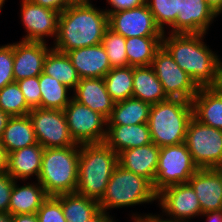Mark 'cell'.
Returning <instances> with one entry per match:
<instances>
[{"label":"cell","instance_id":"cell-23","mask_svg":"<svg viewBox=\"0 0 222 222\" xmlns=\"http://www.w3.org/2000/svg\"><path fill=\"white\" fill-rule=\"evenodd\" d=\"M44 148L39 144L18 149L7 155L6 172L15 180L25 181L36 176L39 178Z\"/></svg>","mask_w":222,"mask_h":222},{"label":"cell","instance_id":"cell-38","mask_svg":"<svg viewBox=\"0 0 222 222\" xmlns=\"http://www.w3.org/2000/svg\"><path fill=\"white\" fill-rule=\"evenodd\" d=\"M16 82L24 95L27 105L31 109L40 108L41 92L39 76L22 79Z\"/></svg>","mask_w":222,"mask_h":222},{"label":"cell","instance_id":"cell-49","mask_svg":"<svg viewBox=\"0 0 222 222\" xmlns=\"http://www.w3.org/2000/svg\"><path fill=\"white\" fill-rule=\"evenodd\" d=\"M69 5H91V0H67Z\"/></svg>","mask_w":222,"mask_h":222},{"label":"cell","instance_id":"cell-48","mask_svg":"<svg viewBox=\"0 0 222 222\" xmlns=\"http://www.w3.org/2000/svg\"><path fill=\"white\" fill-rule=\"evenodd\" d=\"M10 116L6 113H4L1 109H0V139L2 137L3 131L6 127V124L9 120Z\"/></svg>","mask_w":222,"mask_h":222},{"label":"cell","instance_id":"cell-40","mask_svg":"<svg viewBox=\"0 0 222 222\" xmlns=\"http://www.w3.org/2000/svg\"><path fill=\"white\" fill-rule=\"evenodd\" d=\"M109 5H111V9H104L108 15L111 12H116L119 10L131 9L142 6L146 3V0H106Z\"/></svg>","mask_w":222,"mask_h":222},{"label":"cell","instance_id":"cell-21","mask_svg":"<svg viewBox=\"0 0 222 222\" xmlns=\"http://www.w3.org/2000/svg\"><path fill=\"white\" fill-rule=\"evenodd\" d=\"M192 107L196 120L222 130V87H199Z\"/></svg>","mask_w":222,"mask_h":222},{"label":"cell","instance_id":"cell-39","mask_svg":"<svg viewBox=\"0 0 222 222\" xmlns=\"http://www.w3.org/2000/svg\"><path fill=\"white\" fill-rule=\"evenodd\" d=\"M15 183L6 171L0 173V213L8 212L10 195Z\"/></svg>","mask_w":222,"mask_h":222},{"label":"cell","instance_id":"cell-37","mask_svg":"<svg viewBox=\"0 0 222 222\" xmlns=\"http://www.w3.org/2000/svg\"><path fill=\"white\" fill-rule=\"evenodd\" d=\"M13 63V43L0 46V90L14 82Z\"/></svg>","mask_w":222,"mask_h":222},{"label":"cell","instance_id":"cell-13","mask_svg":"<svg viewBox=\"0 0 222 222\" xmlns=\"http://www.w3.org/2000/svg\"><path fill=\"white\" fill-rule=\"evenodd\" d=\"M108 17L109 28L125 38L163 36L146 3L136 8L111 12Z\"/></svg>","mask_w":222,"mask_h":222},{"label":"cell","instance_id":"cell-17","mask_svg":"<svg viewBox=\"0 0 222 222\" xmlns=\"http://www.w3.org/2000/svg\"><path fill=\"white\" fill-rule=\"evenodd\" d=\"M188 183L194 189L202 213L222 210V170L199 168Z\"/></svg>","mask_w":222,"mask_h":222},{"label":"cell","instance_id":"cell-47","mask_svg":"<svg viewBox=\"0 0 222 222\" xmlns=\"http://www.w3.org/2000/svg\"><path fill=\"white\" fill-rule=\"evenodd\" d=\"M212 10L220 15L222 13V0H205Z\"/></svg>","mask_w":222,"mask_h":222},{"label":"cell","instance_id":"cell-29","mask_svg":"<svg viewBox=\"0 0 222 222\" xmlns=\"http://www.w3.org/2000/svg\"><path fill=\"white\" fill-rule=\"evenodd\" d=\"M125 45L128 66H149L155 53L162 47V36L129 37Z\"/></svg>","mask_w":222,"mask_h":222},{"label":"cell","instance_id":"cell-27","mask_svg":"<svg viewBox=\"0 0 222 222\" xmlns=\"http://www.w3.org/2000/svg\"><path fill=\"white\" fill-rule=\"evenodd\" d=\"M151 104L131 97L114 105L107 125H137L148 123Z\"/></svg>","mask_w":222,"mask_h":222},{"label":"cell","instance_id":"cell-44","mask_svg":"<svg viewBox=\"0 0 222 222\" xmlns=\"http://www.w3.org/2000/svg\"><path fill=\"white\" fill-rule=\"evenodd\" d=\"M12 222H39L37 214L12 215Z\"/></svg>","mask_w":222,"mask_h":222},{"label":"cell","instance_id":"cell-12","mask_svg":"<svg viewBox=\"0 0 222 222\" xmlns=\"http://www.w3.org/2000/svg\"><path fill=\"white\" fill-rule=\"evenodd\" d=\"M157 201L163 209L161 214L180 222H190L191 218L202 214L197 195L189 183L164 188L157 193Z\"/></svg>","mask_w":222,"mask_h":222},{"label":"cell","instance_id":"cell-3","mask_svg":"<svg viewBox=\"0 0 222 222\" xmlns=\"http://www.w3.org/2000/svg\"><path fill=\"white\" fill-rule=\"evenodd\" d=\"M118 165V154L105 143L80 145L76 193L99 201Z\"/></svg>","mask_w":222,"mask_h":222},{"label":"cell","instance_id":"cell-51","mask_svg":"<svg viewBox=\"0 0 222 222\" xmlns=\"http://www.w3.org/2000/svg\"><path fill=\"white\" fill-rule=\"evenodd\" d=\"M219 87H222V61L219 59Z\"/></svg>","mask_w":222,"mask_h":222},{"label":"cell","instance_id":"cell-26","mask_svg":"<svg viewBox=\"0 0 222 222\" xmlns=\"http://www.w3.org/2000/svg\"><path fill=\"white\" fill-rule=\"evenodd\" d=\"M132 97L151 105L169 99L151 65L133 67Z\"/></svg>","mask_w":222,"mask_h":222},{"label":"cell","instance_id":"cell-33","mask_svg":"<svg viewBox=\"0 0 222 222\" xmlns=\"http://www.w3.org/2000/svg\"><path fill=\"white\" fill-rule=\"evenodd\" d=\"M0 109L10 117L25 116L32 110L15 81L0 90Z\"/></svg>","mask_w":222,"mask_h":222},{"label":"cell","instance_id":"cell-31","mask_svg":"<svg viewBox=\"0 0 222 222\" xmlns=\"http://www.w3.org/2000/svg\"><path fill=\"white\" fill-rule=\"evenodd\" d=\"M40 108L64 110L73 97L68 96L69 89L57 79L42 72L39 75Z\"/></svg>","mask_w":222,"mask_h":222},{"label":"cell","instance_id":"cell-28","mask_svg":"<svg viewBox=\"0 0 222 222\" xmlns=\"http://www.w3.org/2000/svg\"><path fill=\"white\" fill-rule=\"evenodd\" d=\"M55 197L61 202L67 222H85L100 210L99 202L96 199L76 192L60 194Z\"/></svg>","mask_w":222,"mask_h":222},{"label":"cell","instance_id":"cell-1","mask_svg":"<svg viewBox=\"0 0 222 222\" xmlns=\"http://www.w3.org/2000/svg\"><path fill=\"white\" fill-rule=\"evenodd\" d=\"M205 35L165 31L162 47L198 87H218L220 57L203 41Z\"/></svg>","mask_w":222,"mask_h":222},{"label":"cell","instance_id":"cell-4","mask_svg":"<svg viewBox=\"0 0 222 222\" xmlns=\"http://www.w3.org/2000/svg\"><path fill=\"white\" fill-rule=\"evenodd\" d=\"M192 118V101L169 98L153 104L148 118L151 141L160 148L185 142Z\"/></svg>","mask_w":222,"mask_h":222},{"label":"cell","instance_id":"cell-24","mask_svg":"<svg viewBox=\"0 0 222 222\" xmlns=\"http://www.w3.org/2000/svg\"><path fill=\"white\" fill-rule=\"evenodd\" d=\"M17 182L15 180L11 191L8 213L11 216L35 214L49 196L39 182H32L31 184L28 182L22 186H19L20 184H17Z\"/></svg>","mask_w":222,"mask_h":222},{"label":"cell","instance_id":"cell-32","mask_svg":"<svg viewBox=\"0 0 222 222\" xmlns=\"http://www.w3.org/2000/svg\"><path fill=\"white\" fill-rule=\"evenodd\" d=\"M106 90L115 103L132 97L133 67L112 68L105 76Z\"/></svg>","mask_w":222,"mask_h":222},{"label":"cell","instance_id":"cell-5","mask_svg":"<svg viewBox=\"0 0 222 222\" xmlns=\"http://www.w3.org/2000/svg\"><path fill=\"white\" fill-rule=\"evenodd\" d=\"M80 146L44 149L39 182L48 196L75 193Z\"/></svg>","mask_w":222,"mask_h":222},{"label":"cell","instance_id":"cell-42","mask_svg":"<svg viewBox=\"0 0 222 222\" xmlns=\"http://www.w3.org/2000/svg\"><path fill=\"white\" fill-rule=\"evenodd\" d=\"M131 220H133V222H180V221H177V220H174V219H168V218H165L161 215H153L151 213L149 214H145V215H142L141 214H134L131 216Z\"/></svg>","mask_w":222,"mask_h":222},{"label":"cell","instance_id":"cell-8","mask_svg":"<svg viewBox=\"0 0 222 222\" xmlns=\"http://www.w3.org/2000/svg\"><path fill=\"white\" fill-rule=\"evenodd\" d=\"M185 144L198 168L222 167V130L204 125L194 117L188 124Z\"/></svg>","mask_w":222,"mask_h":222},{"label":"cell","instance_id":"cell-11","mask_svg":"<svg viewBox=\"0 0 222 222\" xmlns=\"http://www.w3.org/2000/svg\"><path fill=\"white\" fill-rule=\"evenodd\" d=\"M151 66L168 98L192 101L199 87L163 47L155 53Z\"/></svg>","mask_w":222,"mask_h":222},{"label":"cell","instance_id":"cell-9","mask_svg":"<svg viewBox=\"0 0 222 222\" xmlns=\"http://www.w3.org/2000/svg\"><path fill=\"white\" fill-rule=\"evenodd\" d=\"M63 111L76 144L104 143L107 129V119L104 116L73 98Z\"/></svg>","mask_w":222,"mask_h":222},{"label":"cell","instance_id":"cell-52","mask_svg":"<svg viewBox=\"0 0 222 222\" xmlns=\"http://www.w3.org/2000/svg\"><path fill=\"white\" fill-rule=\"evenodd\" d=\"M6 0H0V12L2 11V7L4 6Z\"/></svg>","mask_w":222,"mask_h":222},{"label":"cell","instance_id":"cell-46","mask_svg":"<svg viewBox=\"0 0 222 222\" xmlns=\"http://www.w3.org/2000/svg\"><path fill=\"white\" fill-rule=\"evenodd\" d=\"M7 166V153L4 146L0 142V173L5 172Z\"/></svg>","mask_w":222,"mask_h":222},{"label":"cell","instance_id":"cell-25","mask_svg":"<svg viewBox=\"0 0 222 222\" xmlns=\"http://www.w3.org/2000/svg\"><path fill=\"white\" fill-rule=\"evenodd\" d=\"M0 142L7 155L18 149L37 144L31 119L28 115L10 117Z\"/></svg>","mask_w":222,"mask_h":222},{"label":"cell","instance_id":"cell-34","mask_svg":"<svg viewBox=\"0 0 222 222\" xmlns=\"http://www.w3.org/2000/svg\"><path fill=\"white\" fill-rule=\"evenodd\" d=\"M101 44L106 50L111 68L128 66L126 38L124 36L108 28Z\"/></svg>","mask_w":222,"mask_h":222},{"label":"cell","instance_id":"cell-36","mask_svg":"<svg viewBox=\"0 0 222 222\" xmlns=\"http://www.w3.org/2000/svg\"><path fill=\"white\" fill-rule=\"evenodd\" d=\"M36 214L39 222H67L61 202L55 196H49Z\"/></svg>","mask_w":222,"mask_h":222},{"label":"cell","instance_id":"cell-30","mask_svg":"<svg viewBox=\"0 0 222 222\" xmlns=\"http://www.w3.org/2000/svg\"><path fill=\"white\" fill-rule=\"evenodd\" d=\"M43 72L57 79L71 90H74L80 81V77L67 54L53 48L44 60Z\"/></svg>","mask_w":222,"mask_h":222},{"label":"cell","instance_id":"cell-41","mask_svg":"<svg viewBox=\"0 0 222 222\" xmlns=\"http://www.w3.org/2000/svg\"><path fill=\"white\" fill-rule=\"evenodd\" d=\"M30 2L40 5L42 7H47L58 11L59 13L63 12L68 6L69 3L67 0H29Z\"/></svg>","mask_w":222,"mask_h":222},{"label":"cell","instance_id":"cell-45","mask_svg":"<svg viewBox=\"0 0 222 222\" xmlns=\"http://www.w3.org/2000/svg\"><path fill=\"white\" fill-rule=\"evenodd\" d=\"M207 217V222H222V210L207 211L201 214Z\"/></svg>","mask_w":222,"mask_h":222},{"label":"cell","instance_id":"cell-18","mask_svg":"<svg viewBox=\"0 0 222 222\" xmlns=\"http://www.w3.org/2000/svg\"><path fill=\"white\" fill-rule=\"evenodd\" d=\"M80 79L104 78L112 69L102 44L70 50L66 53Z\"/></svg>","mask_w":222,"mask_h":222},{"label":"cell","instance_id":"cell-6","mask_svg":"<svg viewBox=\"0 0 222 222\" xmlns=\"http://www.w3.org/2000/svg\"><path fill=\"white\" fill-rule=\"evenodd\" d=\"M157 201L153 185L144 177L123 168L119 163L109 179L105 193L98 201L107 213L114 208L136 206Z\"/></svg>","mask_w":222,"mask_h":222},{"label":"cell","instance_id":"cell-2","mask_svg":"<svg viewBox=\"0 0 222 222\" xmlns=\"http://www.w3.org/2000/svg\"><path fill=\"white\" fill-rule=\"evenodd\" d=\"M109 28L108 13L91 5H69L59 15L58 33L53 49L67 53L98 45Z\"/></svg>","mask_w":222,"mask_h":222},{"label":"cell","instance_id":"cell-19","mask_svg":"<svg viewBox=\"0 0 222 222\" xmlns=\"http://www.w3.org/2000/svg\"><path fill=\"white\" fill-rule=\"evenodd\" d=\"M160 147L153 142L136 148H129L118 155V163L125 169L146 178L152 185L158 167Z\"/></svg>","mask_w":222,"mask_h":222},{"label":"cell","instance_id":"cell-50","mask_svg":"<svg viewBox=\"0 0 222 222\" xmlns=\"http://www.w3.org/2000/svg\"><path fill=\"white\" fill-rule=\"evenodd\" d=\"M0 222H12V216L8 213H0Z\"/></svg>","mask_w":222,"mask_h":222},{"label":"cell","instance_id":"cell-14","mask_svg":"<svg viewBox=\"0 0 222 222\" xmlns=\"http://www.w3.org/2000/svg\"><path fill=\"white\" fill-rule=\"evenodd\" d=\"M21 21L26 31L22 41L44 42L45 38H54L58 33L60 13L53 9L34 4L29 0L21 2Z\"/></svg>","mask_w":222,"mask_h":222},{"label":"cell","instance_id":"cell-10","mask_svg":"<svg viewBox=\"0 0 222 222\" xmlns=\"http://www.w3.org/2000/svg\"><path fill=\"white\" fill-rule=\"evenodd\" d=\"M37 143L44 149L80 146L73 140L63 110L33 108L28 113Z\"/></svg>","mask_w":222,"mask_h":222},{"label":"cell","instance_id":"cell-35","mask_svg":"<svg viewBox=\"0 0 222 222\" xmlns=\"http://www.w3.org/2000/svg\"><path fill=\"white\" fill-rule=\"evenodd\" d=\"M146 4L153 14L156 25L163 33L166 25L170 27L176 21L178 0H146Z\"/></svg>","mask_w":222,"mask_h":222},{"label":"cell","instance_id":"cell-43","mask_svg":"<svg viewBox=\"0 0 222 222\" xmlns=\"http://www.w3.org/2000/svg\"><path fill=\"white\" fill-rule=\"evenodd\" d=\"M113 219L114 217H112L109 212L106 213L100 209L93 217L85 222H116Z\"/></svg>","mask_w":222,"mask_h":222},{"label":"cell","instance_id":"cell-22","mask_svg":"<svg viewBox=\"0 0 222 222\" xmlns=\"http://www.w3.org/2000/svg\"><path fill=\"white\" fill-rule=\"evenodd\" d=\"M106 127L104 143L118 155L129 148H136L152 143L148 123L107 125Z\"/></svg>","mask_w":222,"mask_h":222},{"label":"cell","instance_id":"cell-15","mask_svg":"<svg viewBox=\"0 0 222 222\" xmlns=\"http://www.w3.org/2000/svg\"><path fill=\"white\" fill-rule=\"evenodd\" d=\"M216 17L205 0H178V15L167 33L208 34Z\"/></svg>","mask_w":222,"mask_h":222},{"label":"cell","instance_id":"cell-20","mask_svg":"<svg viewBox=\"0 0 222 222\" xmlns=\"http://www.w3.org/2000/svg\"><path fill=\"white\" fill-rule=\"evenodd\" d=\"M73 99L108 119L115 102L106 90L104 78L80 79L73 90Z\"/></svg>","mask_w":222,"mask_h":222},{"label":"cell","instance_id":"cell-16","mask_svg":"<svg viewBox=\"0 0 222 222\" xmlns=\"http://www.w3.org/2000/svg\"><path fill=\"white\" fill-rule=\"evenodd\" d=\"M52 47L47 42L19 41L13 43L14 81L39 76L43 72L44 60Z\"/></svg>","mask_w":222,"mask_h":222},{"label":"cell","instance_id":"cell-7","mask_svg":"<svg viewBox=\"0 0 222 222\" xmlns=\"http://www.w3.org/2000/svg\"><path fill=\"white\" fill-rule=\"evenodd\" d=\"M198 169L185 142L161 147L153 188L159 193L168 186L188 183Z\"/></svg>","mask_w":222,"mask_h":222}]
</instances>
